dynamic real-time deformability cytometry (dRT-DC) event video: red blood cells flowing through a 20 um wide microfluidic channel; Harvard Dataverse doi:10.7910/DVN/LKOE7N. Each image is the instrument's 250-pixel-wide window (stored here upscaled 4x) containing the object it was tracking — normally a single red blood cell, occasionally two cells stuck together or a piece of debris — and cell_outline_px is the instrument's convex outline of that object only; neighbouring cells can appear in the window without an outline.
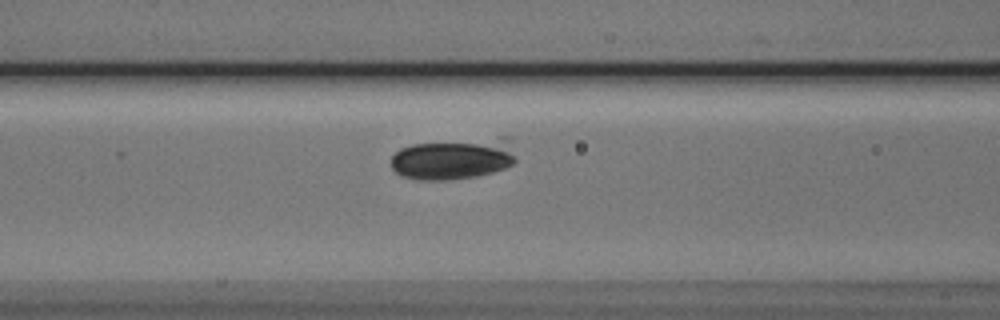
{"species": "Egyptian fruit bat (a non-hibernating species)", "species_latin": "Rousettus aegyptiacus", "temperature_condition": "cold", "stored_images_in_passage": 5, "camera_frame_rate_fps": 3000, "um_per_image_px": 0.085, "animal": {"sex": "male"}, "frame": {"image": 1, "passage_image": 4, "time_ms": 4.667, "image_size_px": [1000, 320], "cell_outline_px": [[516, 160], [512, 164], [504, 168], [492, 172], [476, 176], [448, 180], [420, 180], [404, 176], [396, 172], [392, 168], [392, 156], [400, 148], [412, 144], [500, 136], [512, 136]], "centroid_in_image_um": [38.63, 13.46], "position_along_channel_um": 128.0, "area_um2": 30.58}}